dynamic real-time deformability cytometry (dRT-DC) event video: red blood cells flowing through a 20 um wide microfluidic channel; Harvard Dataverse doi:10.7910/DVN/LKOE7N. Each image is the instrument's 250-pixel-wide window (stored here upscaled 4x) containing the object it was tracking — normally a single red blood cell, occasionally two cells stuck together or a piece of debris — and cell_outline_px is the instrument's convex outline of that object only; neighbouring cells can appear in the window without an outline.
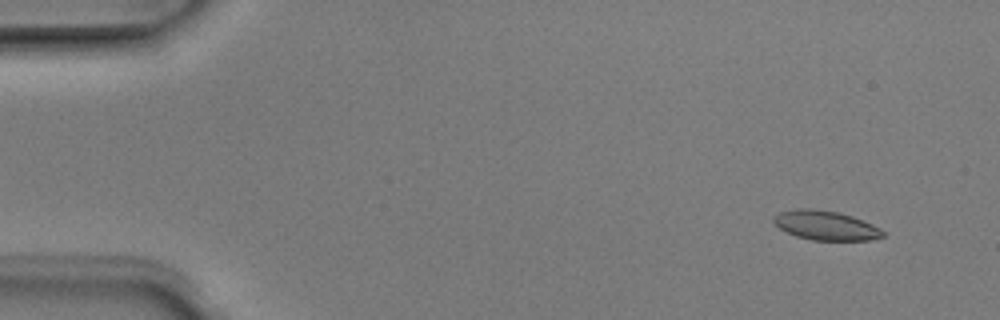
{"species": "Egyptian fruit bat (a non-hibernating species)", "species_latin": "Rousettus aegyptiacus", "temperature_condition": "room temperature", "stored_images_in_passage": 5, "camera_frame_rate_fps": 3000, "um_per_image_px": 0.085, "animal": {"sex": "male"}, "frame": {"image": 1, "passage_image": 1, "time_ms": 0.0, "image_size_px": [1000, 320], "cell_outline_px": [[884, 236], [868, 240], [812, 240], [796, 236], [780, 228], [772, 220], [772, 216], [780, 212], [796, 208], [812, 208], [840, 212], [852, 216], [872, 224], [880, 228], [884, 232]], "centroid_in_image_um": [70.17, 19.14], "position_along_channel_um": 14.8, "area_um2": 18.67}}
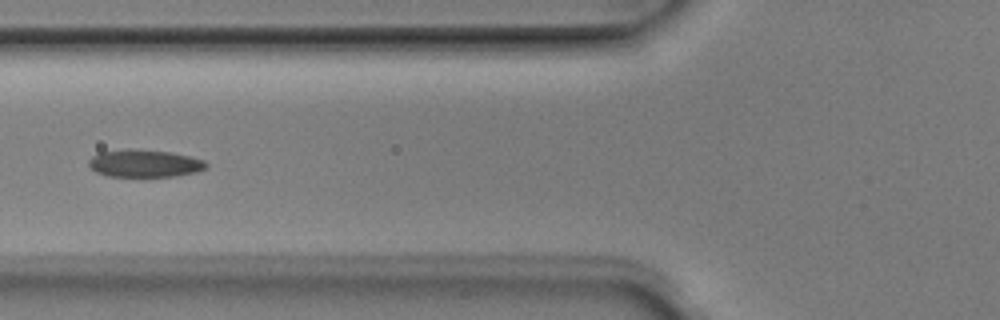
{"frame": {"image": 2, "passage_image": 5, "time_ms": 1.333, "image_size_px": [1000, 320], "cell_outline_px": [[208, 168], [196, 172], [172, 176], [108, 176], [96, 172], [88, 164], [88, 160], [92, 156], [100, 152], [128, 148], [136, 148], [172, 152], [204, 160], [208, 164]], "centroid_in_image_um": [12.28, 13.87], "position_along_channel_um": 113.5, "area_um2": 18.96}}